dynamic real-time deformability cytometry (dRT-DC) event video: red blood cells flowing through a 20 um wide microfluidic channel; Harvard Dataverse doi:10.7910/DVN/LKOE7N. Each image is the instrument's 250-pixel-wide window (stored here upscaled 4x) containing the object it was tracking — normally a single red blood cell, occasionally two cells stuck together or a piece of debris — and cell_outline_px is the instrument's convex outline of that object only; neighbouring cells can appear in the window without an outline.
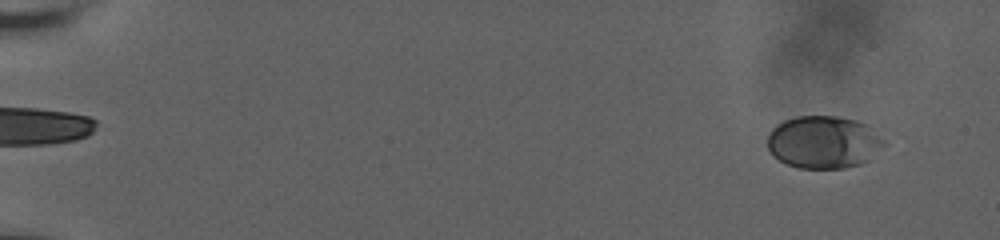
{"species": "human", "species_latin": "Homo sapiens", "temperature_condition": "room temperature", "stored_images_in_passage": 60, "camera_frame_rate_fps": 3000, "um_per_image_px": 0.085, "donor": {"sex": "male"}, "frame": {"image": 1, "passage_image": 5, "time_ms": 1.333, "image_size_px": [1000, 240], "cell_outline_px": [[888, 144], [872, 160], [860, 164], [844, 168], [800, 168], [788, 164], [772, 156], [768, 148], [768, 136], [772, 128], [776, 124], [784, 120], [796, 116], [836, 116], [856, 120], [868, 124]], "centroid_in_image_um": [70.05, 12.08], "position_along_channel_um": 14.9, "area_um2": 36.24}}
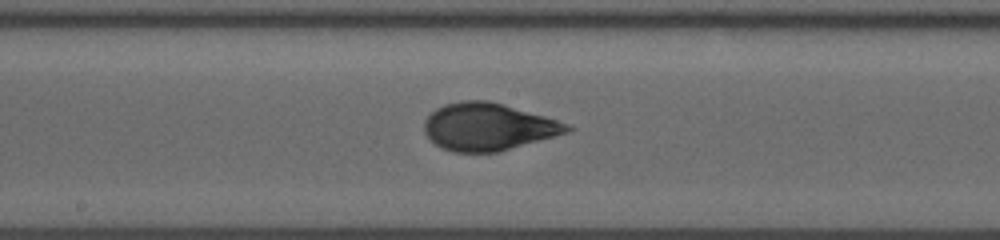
{"frame": {"image": 2, "passage_image": 35, "time_ms": 11.333, "image_size_px": [1000, 240], "cell_outline_px": [[576, 128], [568, 132], [500, 152], [452, 152], [440, 148], [424, 132], [424, 120], [436, 108], [444, 104], [460, 100], [488, 100], [504, 104], [544, 116], [568, 124]], "centroid_in_image_um": [41.48, 10.78], "position_along_channel_um": 206.7, "area_um2": 39.48}}
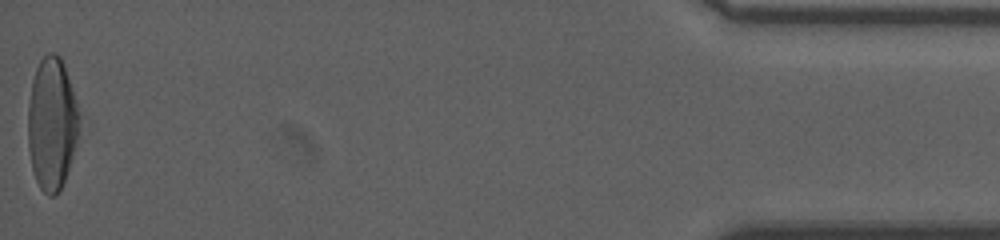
{"frame": {"image": 3, "passage_image": 60, "time_ms": 19.667, "image_size_px": [1000, 240], "cell_outline_px": [[80, 116], [76, 140], [72, 156], [64, 180], [56, 196], [48, 196], [40, 188], [36, 180], [32, 168], [28, 148], [28, 104], [32, 80], [36, 68], [40, 60], [48, 52], [52, 52], [60, 56], [64, 64]], "centroid_in_image_um": [4.38, 10.5], "position_along_channel_um": 430.8, "area_um2": 39.25}, "authors_computed_cell_mechanics": {"area_um2": 37.7434, "velocity_mm_per_s": 3.6964, "shape_relaxation_time_tau1_ms": 5.6904, "shape_relaxation_time_tau2_ms": 0.7714, "deformation_change_tau1": 0.1886, "deformation_change_tau2": 0.0662}}